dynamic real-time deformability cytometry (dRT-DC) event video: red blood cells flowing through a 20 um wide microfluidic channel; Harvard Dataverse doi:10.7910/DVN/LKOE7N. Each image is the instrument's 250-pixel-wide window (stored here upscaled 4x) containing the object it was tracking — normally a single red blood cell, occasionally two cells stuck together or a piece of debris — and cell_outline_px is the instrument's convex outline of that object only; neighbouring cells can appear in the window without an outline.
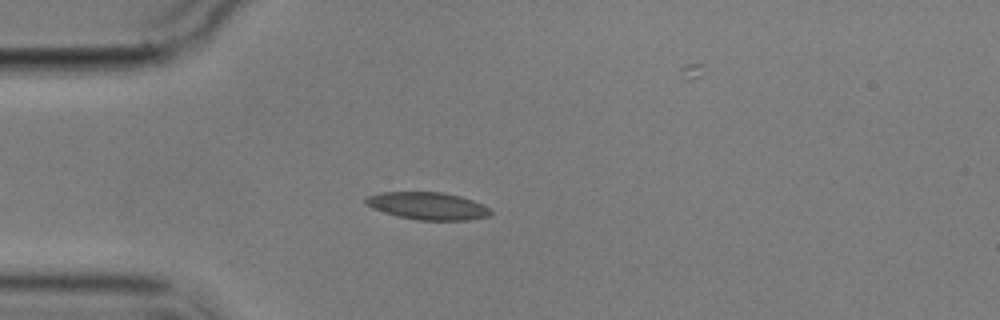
{"species": "common noctule bat (a hibernating species)", "species_latin": "Nyctalus noctula", "temperature_condition": "cold", "stored_images_in_passage": 4, "camera_frame_rate_fps": 3000, "um_per_image_px": 0.085, "animal": {"sex": "male", "body_mass_g": 17.9}, "frame": {"image": 1, "passage_image": 3, "time_ms": 2.333, "image_size_px": [1000, 320], "cell_outline_px": [[492, 212], [488, 216], [468, 220], [416, 220], [384, 212], [372, 208], [364, 204], [364, 200], [368, 196], [380, 192], [444, 192], [460, 196], [484, 204]], "centroid_in_image_um": [36.34, 17.49], "position_along_channel_um": 48.7, "area_um2": 19.94}}